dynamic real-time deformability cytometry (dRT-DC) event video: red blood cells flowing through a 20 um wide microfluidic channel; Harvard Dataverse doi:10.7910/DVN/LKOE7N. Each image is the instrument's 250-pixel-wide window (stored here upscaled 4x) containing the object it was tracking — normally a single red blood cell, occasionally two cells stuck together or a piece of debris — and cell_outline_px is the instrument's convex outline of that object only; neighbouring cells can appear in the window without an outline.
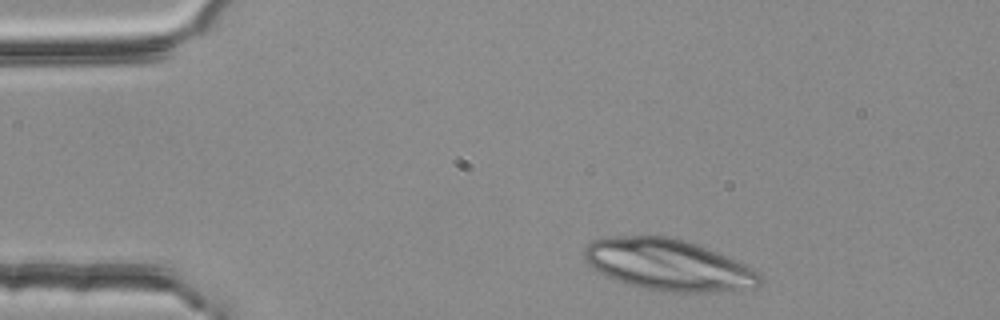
{"species": "common noctule bat (a hibernating species)", "species_latin": "Nyctalus noctula", "temperature_condition": "room temperature", "stored_images_in_passage": 2, "camera_frame_rate_fps": 3000, "um_per_image_px": 0.085, "animal": {"sex": "female", "body_mass_g": 25.1}, "frame": {"image": 1, "passage_image": 1, "time_ms": 0.0, "image_size_px": [1000, 320], "cell_outline_px": [[764, 280], [760, 288], [716, 292], [660, 292], [628, 284], [616, 280], [600, 272], [588, 264], [584, 256], [584, 248], [592, 240], [612, 236], [668, 236], [684, 240], [708, 248], [744, 264], [760, 272], [764, 276]], "centroid_in_image_um": [56.88, 22.53], "position_along_channel_um": 28.1, "area_um2": 52.94}}